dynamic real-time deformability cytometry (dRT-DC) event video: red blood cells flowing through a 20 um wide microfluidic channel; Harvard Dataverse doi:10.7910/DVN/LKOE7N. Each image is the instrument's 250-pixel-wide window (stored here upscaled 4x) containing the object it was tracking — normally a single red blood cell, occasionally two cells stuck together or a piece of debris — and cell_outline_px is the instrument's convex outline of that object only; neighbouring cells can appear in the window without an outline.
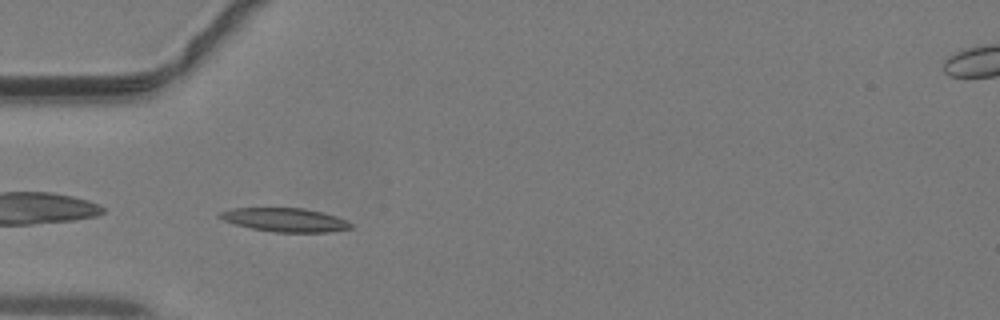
{"species": "common noctule bat (a hibernating species)", "species_latin": "Nyctalus noctula", "temperature_condition": "warm", "stored_images_in_passage": 31, "camera_frame_rate_fps": 3000, "um_per_image_px": 0.085, "animal": {"sex": "male", "body_mass_g": 19.2, "forearm_length_mm": 51.8}, "frame": {"image": 1, "passage_image": 1, "time_ms": 0.0, "image_size_px": [1000, 320], "cell_outline_px": [[352, 228], [328, 232], [276, 232], [252, 228], [236, 224], [224, 220], [216, 216], [220, 212], [232, 208], [304, 208], [324, 212], [336, 216], [352, 224]], "centroid_in_image_um": [24.23, 18.68], "position_along_channel_um": 60.8, "area_um2": 17.98}}
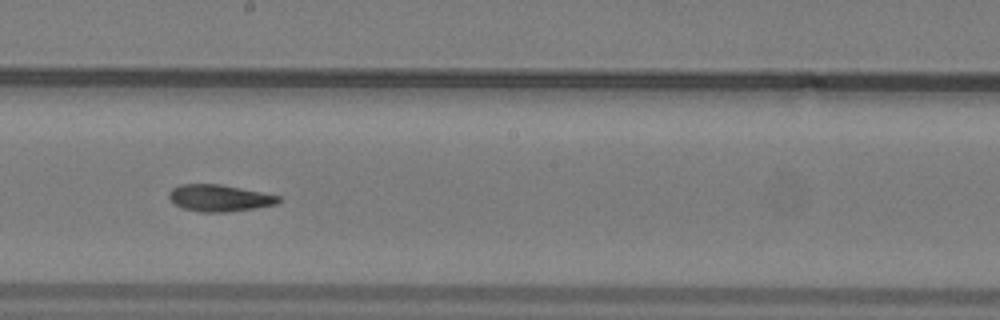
{"frame": {"image": 2, "passage_image": 12, "time_ms": 3.667, "image_size_px": [1000, 320], "cell_outline_px": [[280, 200], [276, 204], [256, 208], [224, 212], [200, 212], [184, 208], [176, 204], [168, 196], [168, 192], [172, 188], [180, 184], [220, 184], [280, 196]], "centroid_in_image_um": [18.63, 16.83], "position_along_channel_um": 229.6, "area_um2": 16.88}}
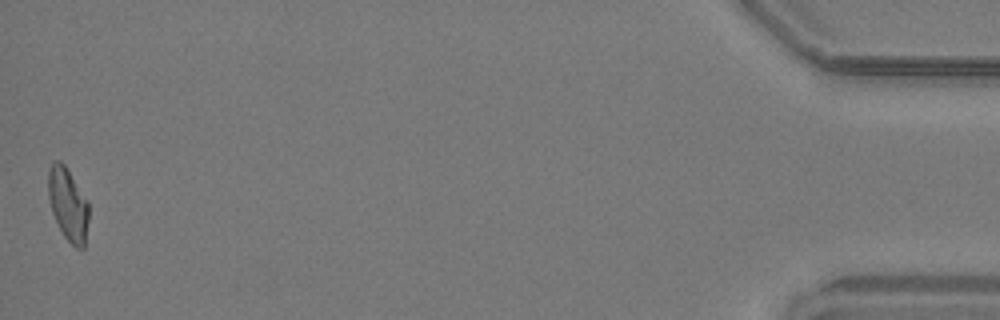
{"frame": {"image": 3, "passage_image": 31, "time_ms": 10.0, "image_size_px": [1000, 320], "cell_outline_px": [[88, 220], [84, 248], [76, 248], [64, 236], [52, 212], [48, 196], [48, 172], [52, 164], [56, 160], [60, 160], [64, 164], [88, 200]], "centroid_in_image_um": [5.78, 17.36], "position_along_channel_um": 429.4, "area_um2": 16.99}}